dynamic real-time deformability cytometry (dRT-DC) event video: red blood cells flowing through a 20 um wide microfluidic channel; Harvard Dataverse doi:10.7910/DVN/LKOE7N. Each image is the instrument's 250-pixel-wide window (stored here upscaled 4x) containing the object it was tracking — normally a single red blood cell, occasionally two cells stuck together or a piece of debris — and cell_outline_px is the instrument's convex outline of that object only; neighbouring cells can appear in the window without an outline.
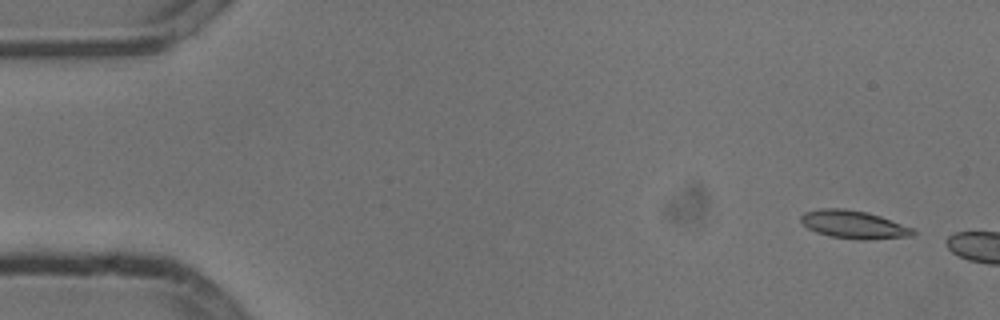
{"species": "common noctule bat (a hibernating species)", "species_latin": "Nyctalus noctula", "temperature_condition": "cold", "stored_images_in_passage": 6, "camera_frame_rate_fps": 3000, "um_per_image_px": 0.085, "animal": {"sex": "male", "body_mass_g": 13.3}, "frame": {"image": 1, "passage_image": 2, "time_ms": 0.333, "image_size_px": [1000, 320], "cell_outline_px": [[916, 232], [912, 236], [868, 240], [860, 240], [828, 236], [816, 232], [808, 228], [800, 220], [800, 216], [804, 212], [820, 208], [844, 208], [868, 212], [880, 216], [912, 228]], "centroid_in_image_um": [72.54, 19.08], "position_along_channel_um": 12.5, "area_um2": 18.38}}